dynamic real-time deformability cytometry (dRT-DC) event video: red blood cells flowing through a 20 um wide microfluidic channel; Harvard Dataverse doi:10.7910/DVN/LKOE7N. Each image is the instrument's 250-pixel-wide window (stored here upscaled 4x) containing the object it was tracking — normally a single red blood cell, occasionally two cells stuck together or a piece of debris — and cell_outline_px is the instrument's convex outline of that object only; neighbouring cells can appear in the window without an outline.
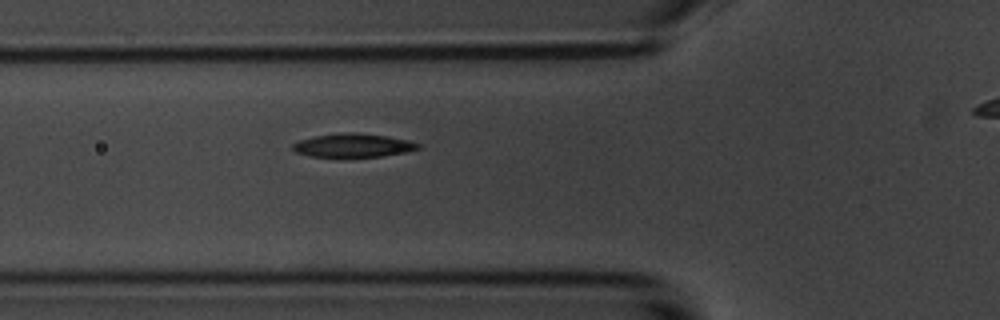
{"species": "common noctule bat (a hibernating species)", "species_latin": "Nyctalus noctula", "temperature_condition": "room temperature", "stored_images_in_passage": 35, "camera_frame_rate_fps": 3000, "um_per_image_px": 0.085, "animal": {"sex": "male", "body_mass_g": 20.1, "forearm_length_mm": 53.5}, "frame": {"image": 1, "passage_image": 5, "time_ms": 1.333, "image_size_px": [1000, 320], "cell_outline_px": [[420, 148], [404, 152], [380, 156], [312, 156], [296, 152], [292, 148], [292, 144], [300, 140], [316, 136], [344, 132], [356, 132], [388, 136], [408, 140], [420, 144]], "centroid_in_image_um": [30.03, 12.34], "position_along_channel_um": 95.8, "area_um2": 16.88}}
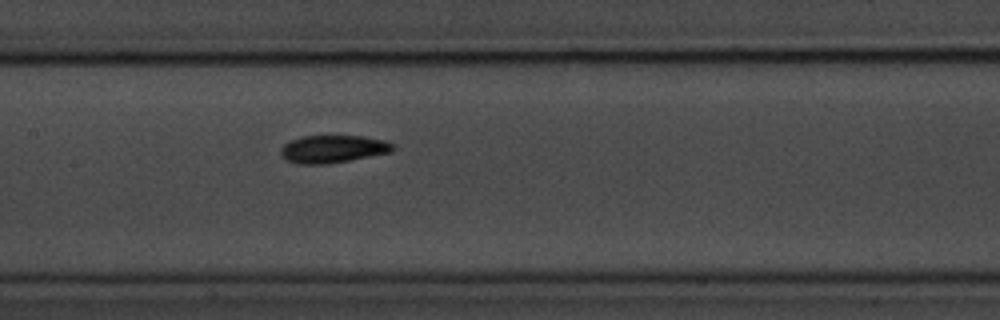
{"frame": {"image": 2, "passage_image": 12, "time_ms": 3.667, "image_size_px": [1000, 320], "cell_outline_px": [[396, 148], [392, 152], [328, 164], [300, 164], [288, 160], [280, 152], [280, 148], [288, 140], [300, 136], [364, 136], [384, 140], [396, 144]], "centroid_in_image_um": [28.33, 12.65], "position_along_channel_um": 179.1, "area_um2": 18.21}}
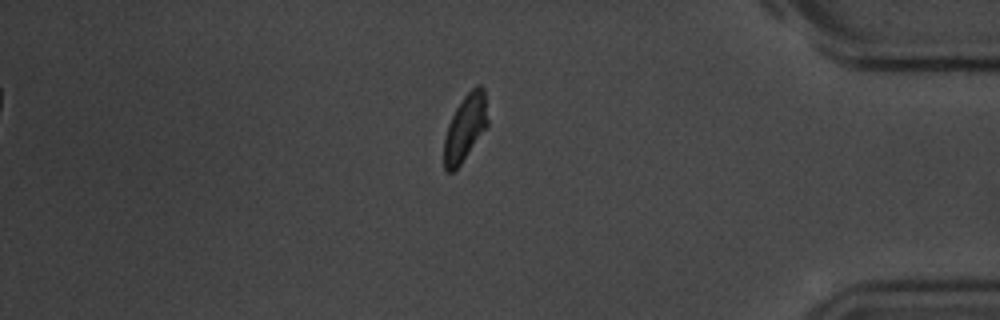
{"frame": {"image": 3, "passage_image": 33, "time_ms": 10.667, "image_size_px": [1000, 320], "cell_outline_px": [[488, 124], [460, 164], [452, 172], [448, 172], [444, 168], [444, 140], [448, 124], [456, 108], [464, 96], [476, 84], [480, 84], [484, 88], [488, 120]], "centroid_in_image_um": [39.54, 10.82], "position_along_channel_um": 395.7, "area_um2": 16.59}}